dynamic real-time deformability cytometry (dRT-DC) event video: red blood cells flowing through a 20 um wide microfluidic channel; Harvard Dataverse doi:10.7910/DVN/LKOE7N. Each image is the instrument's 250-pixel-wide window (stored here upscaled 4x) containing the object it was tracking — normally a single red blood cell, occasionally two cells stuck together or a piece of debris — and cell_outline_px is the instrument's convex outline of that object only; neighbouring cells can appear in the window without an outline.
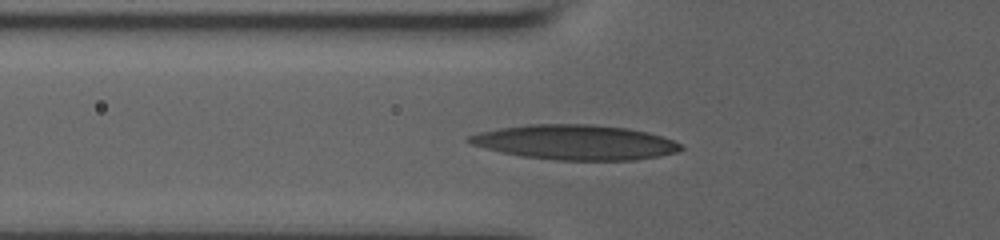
{"species": "human", "species_latin": "Homo sapiens", "temperature_condition": "room temperature", "stored_images_in_passage": 10, "camera_frame_rate_fps": 3000, "um_per_image_px": 0.085, "donor": {"sex": "male"}, "frame": {"image": 1, "passage_image": 5, "time_ms": 2.333, "image_size_px": [1000, 240], "cell_outline_px": [[684, 148], [676, 152], [660, 156], [636, 160], [556, 160], [524, 156], [504, 152], [472, 144], [464, 140], [468, 136], [480, 132], [500, 128], [528, 124], [592, 124], [628, 128], [648, 132], [672, 140], [680, 144]], "centroid_in_image_um": [48.92, 12.09], "position_along_channel_um": 76.9, "area_um2": 42.77}}
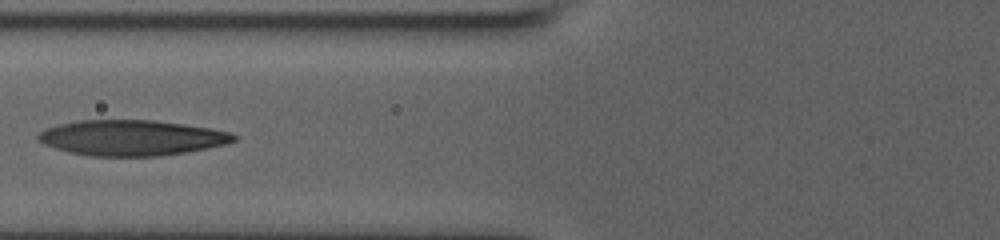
{"frame": {"image": 2, "passage_image": 7, "time_ms": 3.333, "image_size_px": [1000, 240], "cell_outline_px": [[236, 140], [228, 144], [208, 148], [160, 156], [88, 156], [68, 152], [44, 144], [36, 140], [36, 136], [44, 128], [60, 124], [80, 120], [152, 120], [184, 124], [212, 128], [232, 132], [236, 136]], "centroid_in_image_um": [11.19, 11.71], "position_along_channel_um": 114.6, "area_um2": 40.69}}
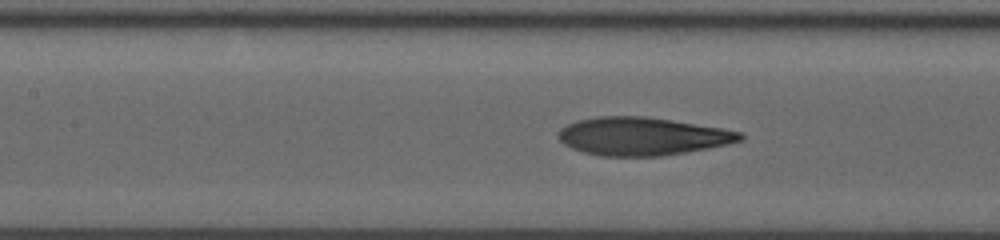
{"frame": {"image": 3, "passage_image": 9, "time_ms": 4.333, "image_size_px": [1000, 240], "cell_outline_px": [[744, 140], [728, 144], [684, 152], [660, 156], [600, 156], [584, 152], [572, 148], [564, 144], [560, 140], [560, 128], [576, 120], [596, 116], [648, 116], [720, 128], [740, 132], [744, 136]], "centroid_in_image_um": [54.58, 11.58], "position_along_channel_um": 152.8, "area_um2": 40.06}}